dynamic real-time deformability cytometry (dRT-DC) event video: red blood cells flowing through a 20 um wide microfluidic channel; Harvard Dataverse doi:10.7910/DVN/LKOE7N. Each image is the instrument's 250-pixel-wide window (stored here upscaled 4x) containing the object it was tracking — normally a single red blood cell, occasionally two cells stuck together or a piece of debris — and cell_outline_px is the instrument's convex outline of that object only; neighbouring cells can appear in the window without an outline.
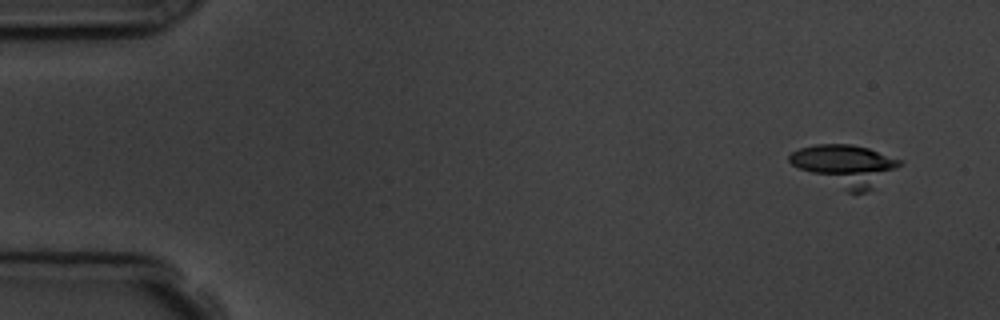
{"species": "common noctule bat (a hibernating species)", "species_latin": "Nyctalus noctula", "temperature_condition": "room temperature", "stored_images_in_passage": 9, "camera_frame_rate_fps": 3000, "um_per_image_px": 0.085, "animal": {"sex": "male", "body_mass_g": 19.5, "forearm_length_mm": 54.6}, "frame": {"image": 1, "passage_image": 1, "time_ms": 0.0, "image_size_px": [1000, 320], "cell_outline_px": [[904, 164], [872, 188], [864, 192], [848, 192], [792, 164], [788, 160], [788, 156], [792, 152], [800, 148], [816, 144], [852, 144], [868, 148], [900, 160]], "centroid_in_image_um": [71.88, 14.04], "position_along_channel_um": 13.1, "area_um2": 25.95}}